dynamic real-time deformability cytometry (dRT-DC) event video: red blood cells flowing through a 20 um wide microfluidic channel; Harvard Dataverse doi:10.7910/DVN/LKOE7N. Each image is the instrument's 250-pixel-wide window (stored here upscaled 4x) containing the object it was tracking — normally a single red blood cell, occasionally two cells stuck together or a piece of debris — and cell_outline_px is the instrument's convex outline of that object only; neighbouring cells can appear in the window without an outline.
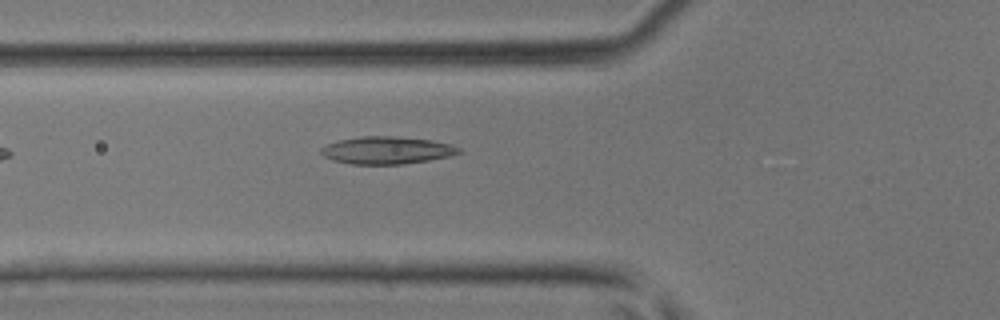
{"species": "common noctule bat (a hibernating species)", "species_latin": "Nyctalus noctula", "temperature_condition": "room temperature", "stored_images_in_passage": 33, "camera_frame_rate_fps": 3000, "um_per_image_px": 0.085, "animal": {"sex": "male", "body_mass_g": 17.9, "forearm_length_mm": 54.2}, "frame": {"image": 1, "passage_image": 5, "time_ms": 1.333, "image_size_px": [1000, 320], "cell_outline_px": [[460, 152], [452, 156], [404, 164], [352, 164], [332, 160], [324, 156], [320, 152], [320, 148], [328, 144], [340, 140], [360, 136], [392, 136], [432, 140], [452, 144], [460, 148]], "centroid_in_image_um": [32.89, 12.77], "position_along_channel_um": 92.9, "area_um2": 22.02}}
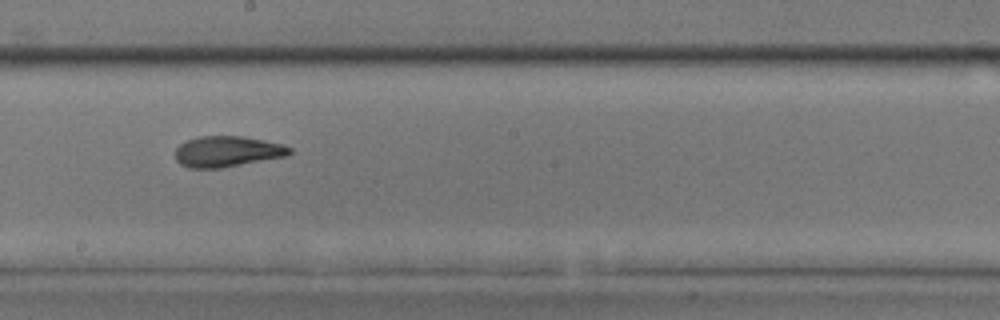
{"frame": {"image": 2, "passage_image": 14, "time_ms": 4.333, "image_size_px": [1000, 320], "cell_outline_px": [[292, 152], [288, 156], [220, 168], [188, 168], [180, 164], [176, 160], [176, 148], [180, 144], [188, 140], [200, 136], [244, 136], [284, 144], [292, 148]], "centroid_in_image_um": [19.35, 12.87], "position_along_channel_um": 228.9, "area_um2": 20.63}}
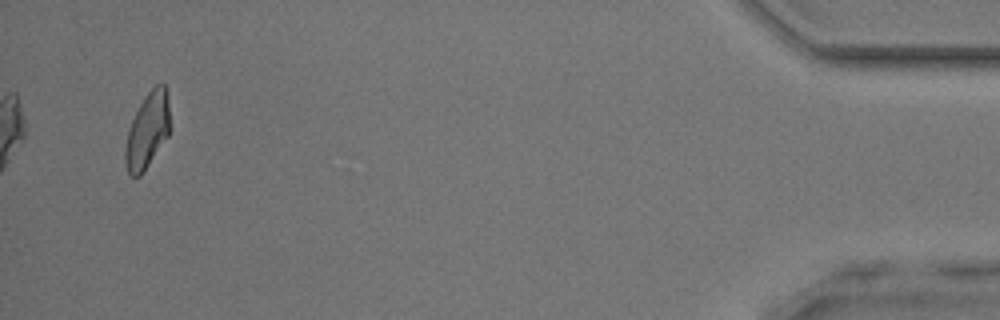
{"frame": {"image": 3, "passage_image": 32, "time_ms": 10.333, "image_size_px": [1000, 320], "cell_outline_px": [[168, 136], [144, 172], [140, 176], [132, 176], [128, 172], [124, 160], [124, 148], [128, 132], [132, 120], [144, 96], [156, 84], [164, 84], [168, 88]], "centroid_in_image_um": [12.52, 11.1], "position_along_channel_um": 422.7, "area_um2": 19.54}}